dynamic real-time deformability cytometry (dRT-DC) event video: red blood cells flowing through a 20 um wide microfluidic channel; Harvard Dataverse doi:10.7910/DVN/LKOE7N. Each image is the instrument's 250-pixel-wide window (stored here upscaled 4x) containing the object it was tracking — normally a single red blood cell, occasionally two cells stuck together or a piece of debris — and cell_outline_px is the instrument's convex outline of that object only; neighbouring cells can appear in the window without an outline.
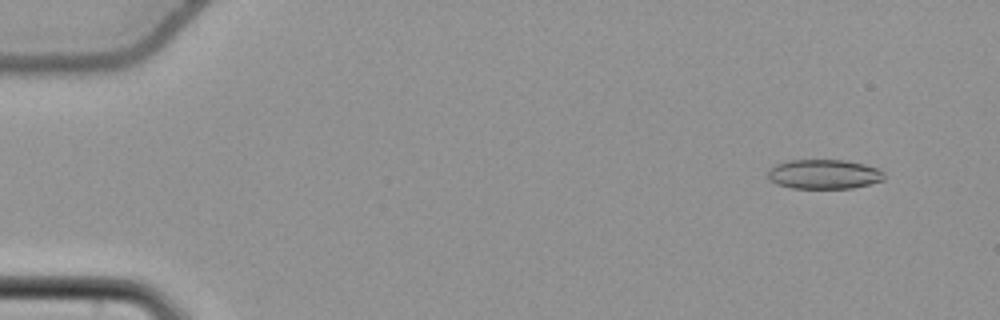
{"species": "common noctule bat (a hibernating species)", "species_latin": "Nyctalus noctula", "temperature_condition": "cold", "stored_images_in_passage": 56, "camera_frame_rate_fps": 3000, "um_per_image_px": 0.085, "animal": {"sex": "female", "body_mass_g": 22.7, "forearm_length_mm": 54.2}, "frame": {"image": 1, "passage_image": 5, "time_ms": 1.333, "image_size_px": [1000, 320], "cell_outline_px": [[884, 180], [852, 188], [792, 188], [776, 184], [768, 180], [768, 172], [776, 164], [788, 160], [844, 160], [864, 164], [880, 168], [884, 172]], "centroid_in_image_um": [70.04, 14.8], "position_along_channel_um": 15.0, "area_um2": 20.06}}
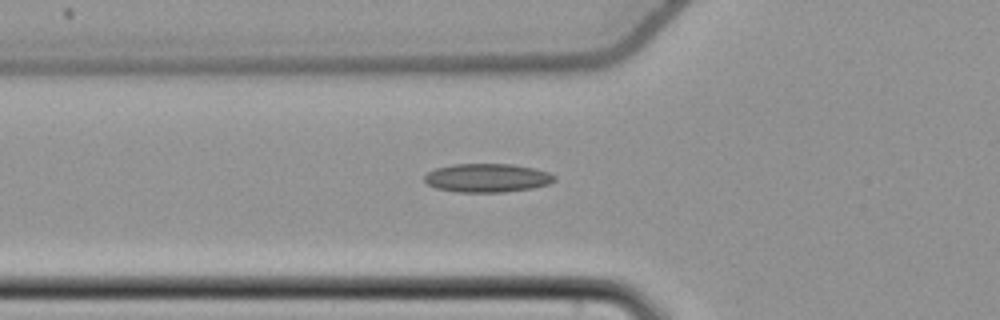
{"frame": {"image": 2, "passage_image": 21, "time_ms": 6.667, "image_size_px": [1000, 320], "cell_outline_px": [[556, 180], [548, 184], [532, 188], [504, 192], [456, 192], [436, 188], [428, 184], [424, 180], [424, 176], [428, 172], [436, 168], [452, 164], [512, 164], [532, 168], [548, 172], [556, 176]], "centroid_in_image_um": [41.4, 15.12], "position_along_channel_um": 84.4, "area_um2": 21.68}}
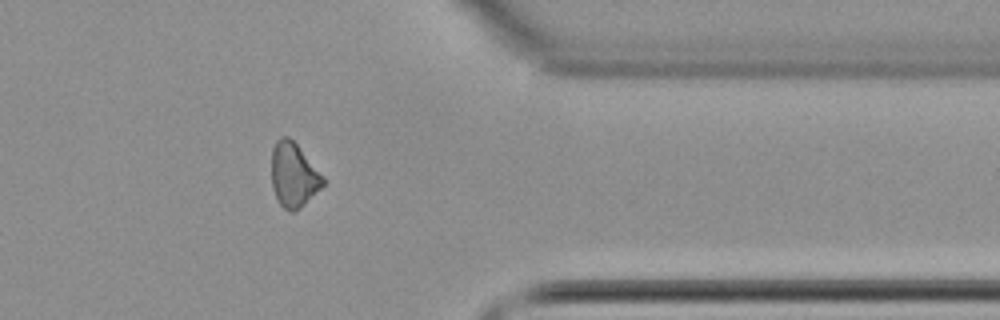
{"frame": {"image": 3, "passage_image": 46, "time_ms": 15.0, "image_size_px": [1000, 320], "cell_outline_px": [[324, 184], [296, 212], [288, 212], [276, 200], [272, 188], [272, 148], [276, 140], [280, 136], [288, 136], [296, 144], [324, 176]], "centroid_in_image_um": [24.93, 14.89], "position_along_channel_um": 386.5, "area_um2": 19.31}}